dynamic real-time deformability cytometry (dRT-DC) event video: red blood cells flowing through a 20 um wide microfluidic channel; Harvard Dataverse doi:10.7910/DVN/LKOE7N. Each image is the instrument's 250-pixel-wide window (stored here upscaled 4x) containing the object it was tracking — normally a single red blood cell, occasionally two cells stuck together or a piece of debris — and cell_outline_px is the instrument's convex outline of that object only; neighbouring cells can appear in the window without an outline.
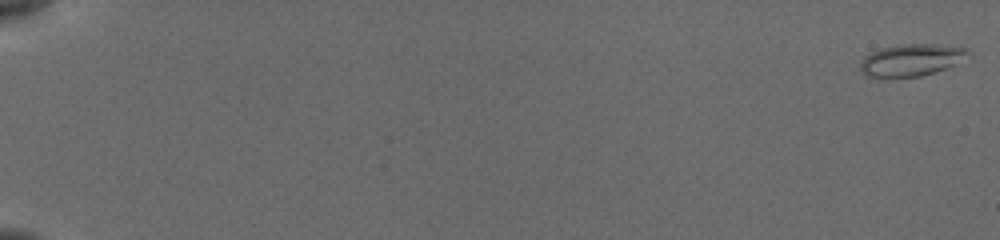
{"species": "common noctule bat (a hibernating species)", "species_latin": "Nyctalus noctula", "temperature_condition": "cold", "stored_images_in_passage": 56, "camera_frame_rate_fps": 3000, "um_per_image_px": 0.085, "animal": {"sex": "female", "body_mass_g": 19.5, "forearm_length_mm": 54.1}, "frame": {"image": 1, "passage_image": 1, "time_ms": 0.0, "image_size_px": [1000, 240], "cell_outline_px": [[972, 56], [948, 68], [920, 76], [884, 80], [864, 76], [860, 68], [860, 60], [864, 56], [872, 52], [884, 48], [900, 44], [932, 44], [968, 48]], "centroid_in_image_um": [77.44, 5.15], "position_along_channel_um": 7.6, "area_um2": 20.87}}
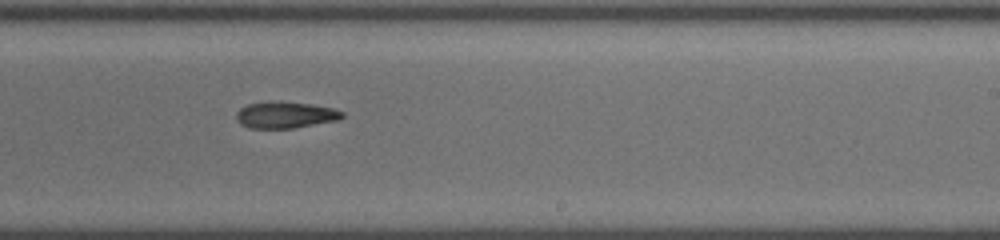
{"frame": {"image": 2, "passage_image": 37, "time_ms": 12.0, "image_size_px": [1000, 240], "cell_outline_px": [[344, 116], [340, 120], [292, 128], [248, 128], [240, 124], [236, 120], [236, 112], [240, 108], [248, 104], [308, 104], [332, 108], [344, 112]], "centroid_in_image_um": [24.27, 9.82], "position_along_channel_um": 264.7, "area_um2": 15.61}}
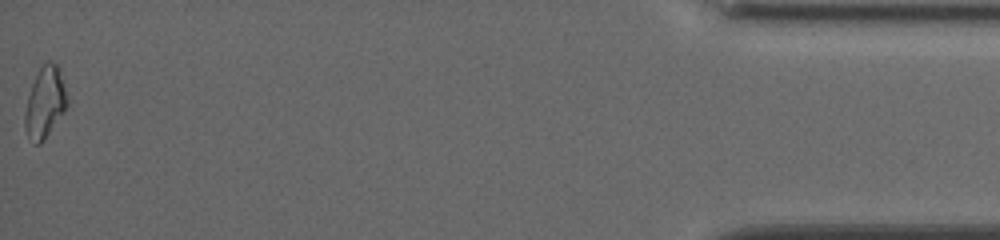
{"frame": {"image": 3, "passage_image": 56, "time_ms": 18.333, "image_size_px": [1000, 240], "cell_outline_px": [[68, 104], [64, 112], [40, 144], [36, 144], [28, 136], [24, 124], [24, 112], [28, 96], [32, 84], [40, 68], [48, 60], [56, 64], [60, 68]], "centroid_in_image_um": [3.82, 8.7], "position_along_channel_um": 431.4, "area_um2": 17.17}}